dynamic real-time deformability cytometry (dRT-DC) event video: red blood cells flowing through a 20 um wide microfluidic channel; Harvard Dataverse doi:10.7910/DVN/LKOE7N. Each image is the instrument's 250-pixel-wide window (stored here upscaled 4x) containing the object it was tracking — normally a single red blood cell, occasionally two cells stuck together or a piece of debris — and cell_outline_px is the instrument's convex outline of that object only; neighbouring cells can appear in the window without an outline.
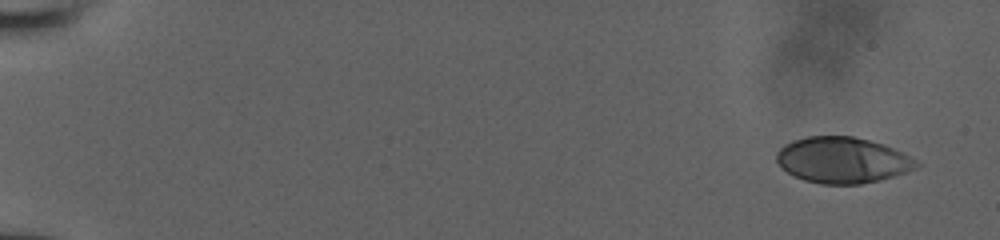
{"species": "human", "species_latin": "Homo sapiens", "temperature_condition": "room temperature", "stored_images_in_passage": 31, "camera_frame_rate_fps": 3000, "um_per_image_px": 0.085, "donor": {"sex": "male"}, "frame": {"image": 1, "passage_image": 1, "time_ms": 0.0, "image_size_px": [1000, 240], "cell_outline_px": [[920, 164], [916, 168], [880, 180], [860, 184], [820, 184], [804, 180], [788, 172], [776, 160], [776, 152], [784, 144], [792, 140], [808, 136], [852, 136], [884, 144], [920, 160]], "centroid_in_image_um": [71.62, 13.6], "position_along_channel_um": 13.4, "area_um2": 37.45}}
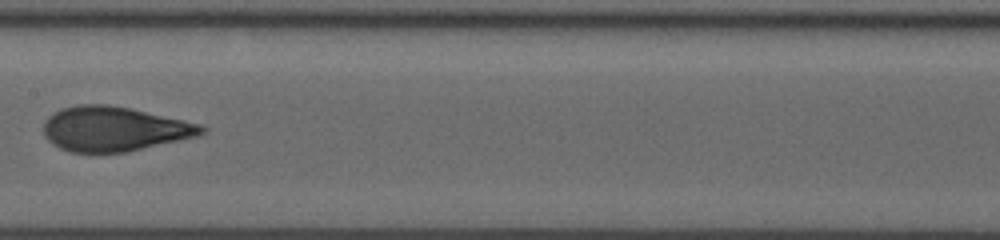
{"frame": {"image": 2, "passage_image": 15, "time_ms": 9.0, "image_size_px": [1000, 240], "cell_outline_px": [[208, 128], [200, 136], [128, 152], [68, 152], [52, 144], [44, 136], [44, 120], [52, 112], [60, 108], [80, 104], [108, 104], [128, 108], [204, 124]], "centroid_in_image_um": [9.72, 10.96], "position_along_channel_um": 197.7, "area_um2": 41.56}}
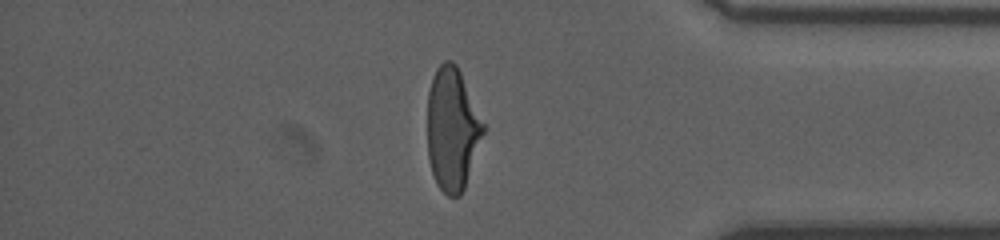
{"frame": {"image": 3, "passage_image": 26, "time_ms": 14.333, "image_size_px": [1000, 240], "cell_outline_px": [[488, 128], [464, 188], [460, 196], [448, 196], [436, 184], [428, 160], [428, 92], [432, 76], [436, 68], [444, 60], [452, 60], [456, 64]], "centroid_in_image_um": [38.48, 10.97], "position_along_channel_um": 396.7, "area_um2": 40.69}}